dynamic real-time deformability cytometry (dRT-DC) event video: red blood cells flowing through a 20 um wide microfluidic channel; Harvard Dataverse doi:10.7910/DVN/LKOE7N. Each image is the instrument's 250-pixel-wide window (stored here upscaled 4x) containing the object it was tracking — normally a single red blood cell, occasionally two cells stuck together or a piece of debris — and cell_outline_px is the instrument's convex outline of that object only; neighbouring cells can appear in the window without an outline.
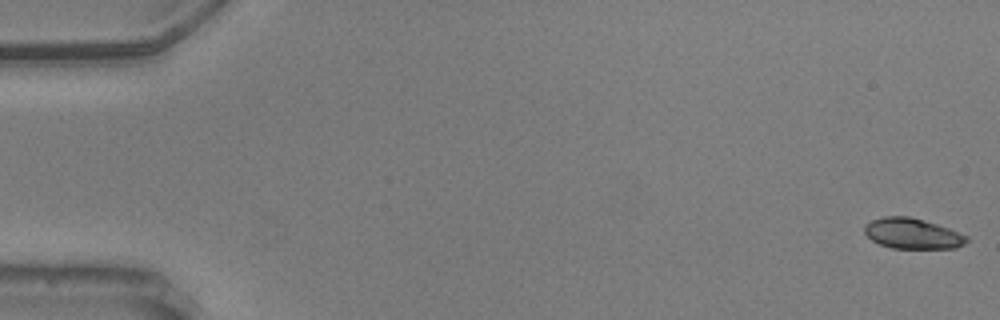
{"species": "common noctule bat (a hibernating species)", "species_latin": "Nyctalus noctula", "temperature_condition": "warm", "stored_images_in_passage": 57, "camera_frame_rate_fps": 3000, "um_per_image_px": 0.085, "animal": {"sex": "male", "body_mass_g": 20.5, "forearm_length_mm": 52.5}, "frame": {"image": 1, "passage_image": 1, "time_ms": 0.0, "image_size_px": [1000, 320], "cell_outline_px": [[968, 240], [964, 244], [956, 248], [892, 248], [880, 244], [872, 240], [864, 232], [864, 224], [872, 220], [884, 216], [908, 216], [924, 220], [948, 228], [968, 236]], "centroid_in_image_um": [77.54, 19.85], "position_along_channel_um": 7.5, "area_um2": 18.09}}
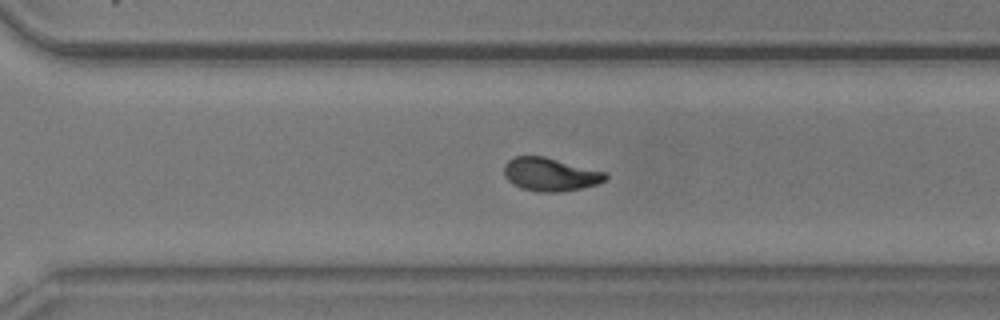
{"frame": {"image": 2, "passage_image": 40, "time_ms": 13.0, "image_size_px": [1000, 320], "cell_outline_px": [[608, 176], [604, 180], [596, 184], [580, 188], [556, 192], [536, 192], [520, 188], [512, 184], [504, 176], [504, 164], [512, 156], [544, 156], [608, 172]], "centroid_in_image_um": [46.74, 14.81], "position_along_channel_um": 323.9, "area_um2": 19.83}}
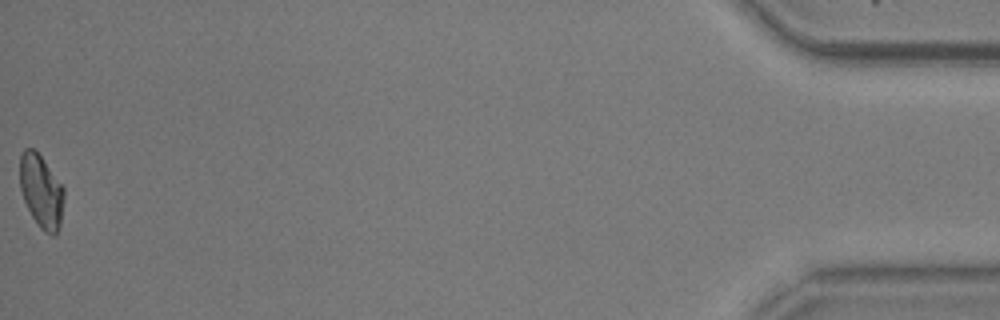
{"frame": {"image": 3, "passage_image": 57, "time_ms": 18.667, "image_size_px": [1000, 320], "cell_outline_px": [[64, 196], [60, 224], [56, 236], [52, 236], [44, 232], [40, 228], [32, 216], [24, 200], [20, 188], [20, 156], [24, 148], [32, 148], [40, 156], [64, 188]], "centroid_in_image_um": [3.5, 16.29], "position_along_channel_um": 431.7, "area_um2": 18.61}, "authors_computed_cell_mechanics": {"area_um2": 19.363, "velocity_mm_per_s": 3.6074, "shape_relaxation_time_tau1_ms": 5.1519, "shape_relaxation_time_tau2_ms": 1.7683, "deformation_change_tau1": 0.1556, "deformation_change_tau2": 0.0627}}